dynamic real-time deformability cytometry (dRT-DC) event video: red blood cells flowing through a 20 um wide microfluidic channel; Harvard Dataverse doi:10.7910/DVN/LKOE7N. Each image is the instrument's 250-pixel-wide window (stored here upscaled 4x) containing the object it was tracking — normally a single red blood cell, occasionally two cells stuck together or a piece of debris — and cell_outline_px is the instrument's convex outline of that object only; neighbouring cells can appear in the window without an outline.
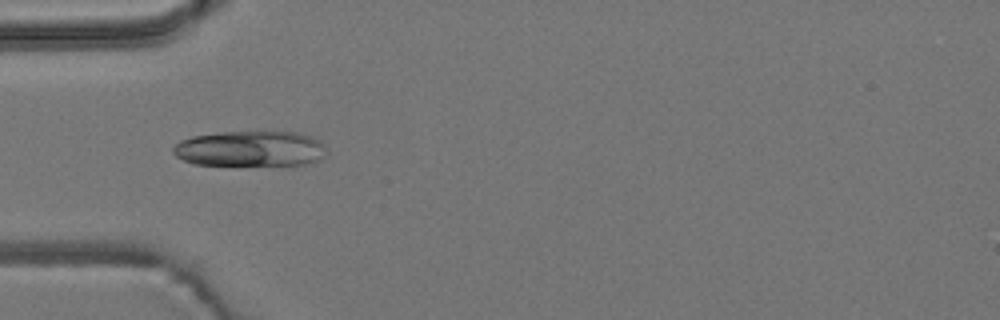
{"species": "common noctule bat (a hibernating species)", "species_latin": "Nyctalus noctula", "temperature_condition": "room temperature", "stored_images_in_passage": 27, "camera_frame_rate_fps": 3000, "um_per_image_px": 0.085, "animal": {"sex": "male", "body_mass_g": 19.2, "forearm_length_mm": 51.8}, "frame": {"image": 1, "passage_image": 5, "time_ms": 1.333, "image_size_px": [1000, 320], "cell_outline_px": [[324, 156], [320, 160], [308, 164], [192, 164], [176, 156], [172, 152], [172, 148], [180, 140], [192, 136], [224, 132], [300, 132], [316, 140], [320, 144]], "centroid_in_image_um": [21.2, 12.63], "position_along_channel_um": 63.8, "area_um2": 31.1}}
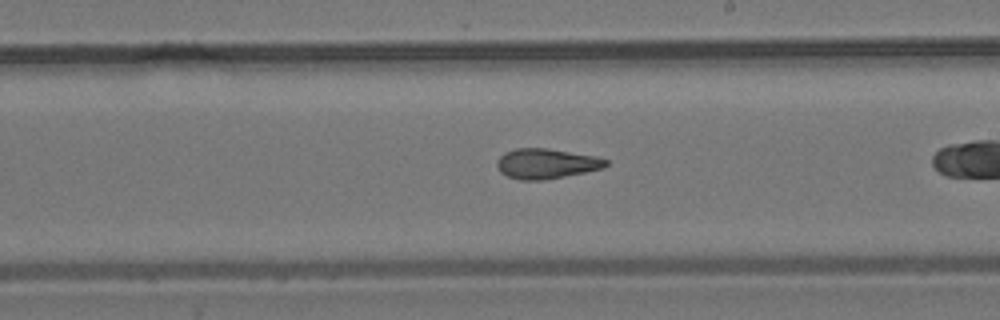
{"frame": {"image": 2, "passage_image": 16, "time_ms": 5.0, "image_size_px": [1000, 320], "cell_outline_px": [[608, 164], [604, 168], [544, 180], [520, 180], [508, 176], [500, 172], [496, 164], [496, 160], [504, 152], [516, 148], [548, 148], [596, 156], [608, 160]], "centroid_in_image_um": [46.42, 13.9], "position_along_channel_um": 242.6, "area_um2": 19.13}}